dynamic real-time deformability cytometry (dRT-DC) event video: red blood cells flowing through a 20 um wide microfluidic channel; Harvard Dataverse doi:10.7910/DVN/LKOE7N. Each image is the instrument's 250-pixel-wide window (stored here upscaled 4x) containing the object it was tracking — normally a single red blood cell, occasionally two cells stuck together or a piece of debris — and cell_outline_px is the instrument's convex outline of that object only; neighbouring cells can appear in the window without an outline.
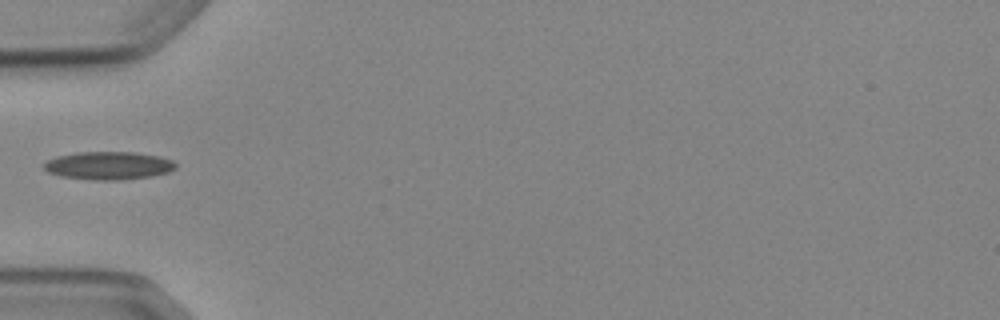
{"species": "Egyptian fruit bat (a non-hibernating species)", "species_latin": "Rousettus aegyptiacus", "temperature_condition": "cold", "stored_images_in_passage": 1, "camera_frame_rate_fps": 3000, "um_per_image_px": 0.085, "animal": {"sex": "female"}, "frame": {"image": 1, "passage_image": 1, "time_ms": 0.0, "image_size_px": [1000, 320], "cell_outline_px": [[176, 168], [168, 172], [152, 176], [120, 180], [92, 180], [60, 176], [48, 172], [44, 168], [44, 164], [48, 160], [56, 156], [80, 152], [136, 152], [160, 156], [172, 160], [176, 164]], "centroid_in_image_um": [9.24, 14.07], "position_along_channel_um": 75.8, "area_um2": 21.56}}